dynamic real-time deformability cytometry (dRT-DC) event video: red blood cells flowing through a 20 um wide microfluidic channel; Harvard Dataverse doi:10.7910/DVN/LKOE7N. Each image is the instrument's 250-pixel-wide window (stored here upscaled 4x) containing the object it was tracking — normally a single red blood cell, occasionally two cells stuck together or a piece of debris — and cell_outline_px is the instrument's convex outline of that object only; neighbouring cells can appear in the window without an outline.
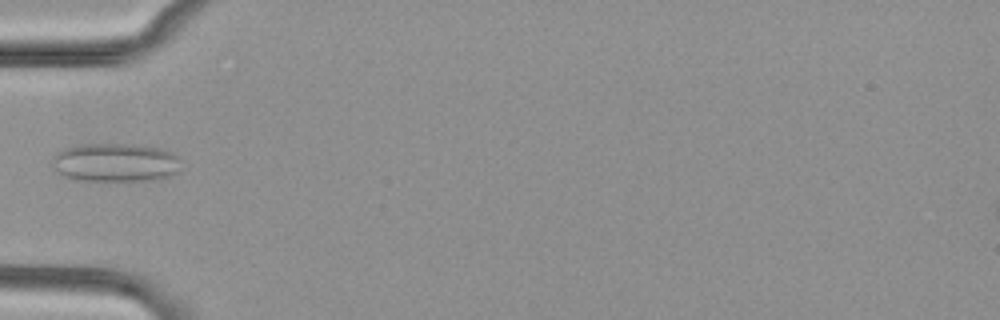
{"species": "common noctule bat (a hibernating species)", "species_latin": "Nyctalus noctula", "temperature_condition": "cold", "stored_images_in_passage": 35, "camera_frame_rate_fps": 3000, "um_per_image_px": 0.085, "animal": {"sex": "female", "body_mass_g": 29.2, "forearm_length_mm": 56.3}, "frame": {"image": 1, "passage_image": 1, "time_ms": 0.0, "image_size_px": [1000, 320], "cell_outline_px": [[176, 172], [168, 176], [152, 180], [72, 180], [56, 172], [52, 164], [52, 160], [56, 152], [60, 148], [80, 144], [140, 144], [172, 152], [176, 156]], "centroid_in_image_um": [9.68, 13.8], "position_along_channel_um": 75.3, "area_um2": 28.84}}
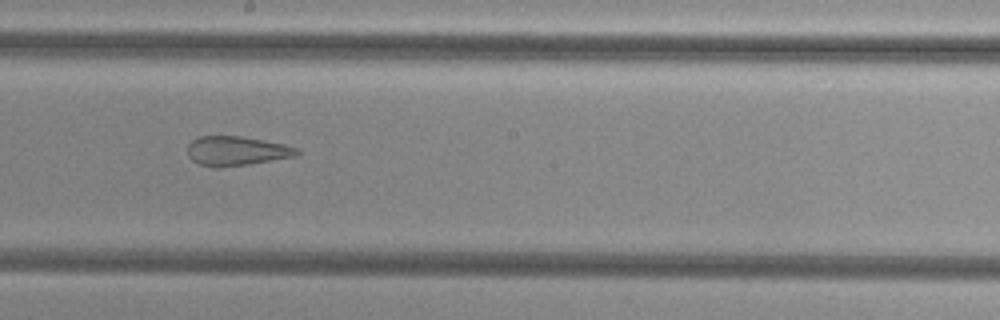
{"frame": {"image": 2, "passage_image": 13, "time_ms": 4.0, "image_size_px": [1000, 320], "cell_outline_px": [[300, 152], [296, 156], [248, 164], [216, 168], [200, 164], [192, 160], [188, 156], [188, 144], [192, 140], [200, 136], [240, 136], [284, 144], [300, 148]], "centroid_in_image_um": [20.11, 12.83], "position_along_channel_um": 228.1, "area_um2": 18.67}}
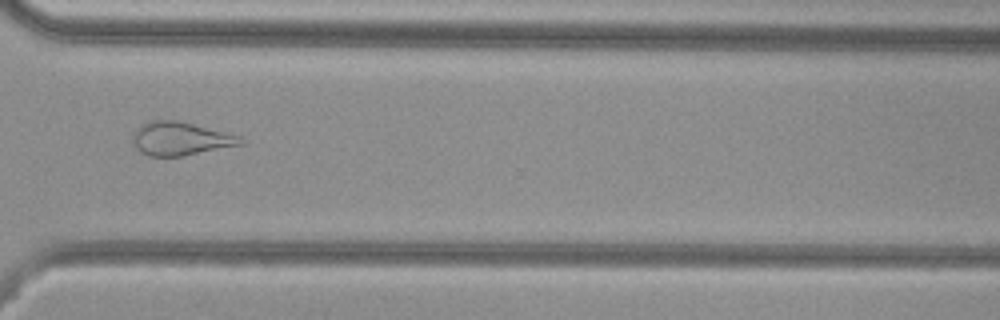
{"frame": {"image": 3, "passage_image": 23, "time_ms": 7.333, "image_size_px": [1000, 320], "cell_outline_px": [[248, 140], [244, 144], [180, 156], [148, 156], [140, 152], [132, 144], [132, 132], [140, 124], [148, 120], [176, 120], [240, 136]], "centroid_in_image_um": [15.29, 11.78], "position_along_channel_um": 355.3, "area_um2": 21.1}}